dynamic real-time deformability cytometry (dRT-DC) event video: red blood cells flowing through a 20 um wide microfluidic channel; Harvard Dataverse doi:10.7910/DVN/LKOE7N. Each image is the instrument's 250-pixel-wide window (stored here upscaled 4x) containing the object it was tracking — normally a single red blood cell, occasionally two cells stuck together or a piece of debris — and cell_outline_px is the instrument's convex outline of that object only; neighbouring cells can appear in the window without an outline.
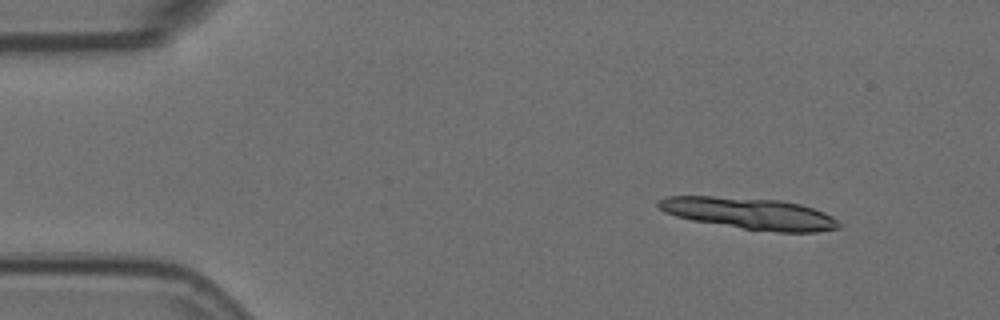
{"species": "Egyptian fruit bat (a non-hibernating species)", "species_latin": "Rousettus aegyptiacus", "temperature_condition": "room temperature", "stored_images_in_passage": 4, "camera_frame_rate_fps": 3000, "um_per_image_px": 0.085, "animal": {"sex": "female"}, "frame": {"image": 1, "passage_image": 1, "time_ms": 0.0, "image_size_px": [1000, 320], "cell_outline_px": [[840, 228], [816, 232], [780, 232], [744, 228], [692, 220], [676, 216], [664, 212], [656, 204], [656, 200], [668, 196], [712, 196], [780, 200], [800, 204], [824, 212], [832, 216], [840, 224]], "centroid_in_image_um": [63.7, 18.14], "position_along_channel_um": 21.3, "area_um2": 32.89}}